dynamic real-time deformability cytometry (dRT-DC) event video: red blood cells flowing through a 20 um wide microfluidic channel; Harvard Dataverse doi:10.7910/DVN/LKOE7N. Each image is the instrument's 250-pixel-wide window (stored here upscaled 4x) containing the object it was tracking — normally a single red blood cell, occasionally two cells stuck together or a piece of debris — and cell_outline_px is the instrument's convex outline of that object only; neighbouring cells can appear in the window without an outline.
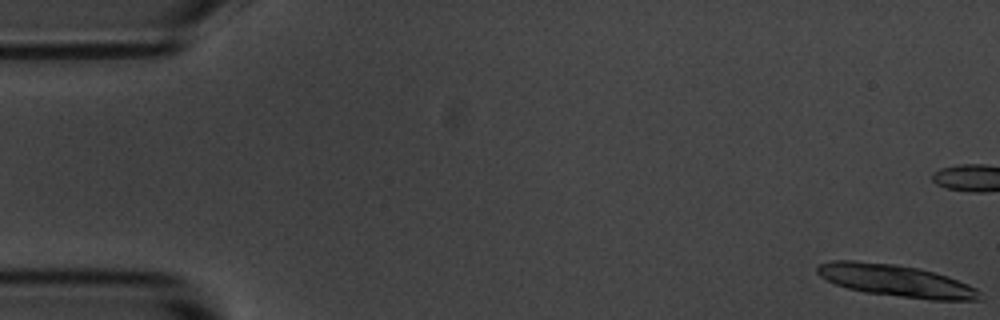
{"species": "common noctule bat (a hibernating species)", "species_latin": "Nyctalus noctula", "temperature_condition": "room temperature", "stored_images_in_passage": 6, "camera_frame_rate_fps": 3000, "um_per_image_px": 0.085, "animal": {"sex": "male", "body_mass_g": 20.1, "forearm_length_mm": 53.5}, "frame": {"image": 1, "passage_image": 1, "time_ms": 0.0, "image_size_px": [1000, 320], "cell_outline_px": [[980, 300], [932, 300], [864, 292], [848, 288], [836, 284], [820, 276], [816, 272], [816, 268], [820, 264], [832, 260], [856, 260], [896, 264], [920, 268], [948, 276], [968, 284], [976, 288], [980, 292]], "centroid_in_image_um": [76.16, 23.85], "position_along_channel_um": 8.8, "area_um2": 30.35}}